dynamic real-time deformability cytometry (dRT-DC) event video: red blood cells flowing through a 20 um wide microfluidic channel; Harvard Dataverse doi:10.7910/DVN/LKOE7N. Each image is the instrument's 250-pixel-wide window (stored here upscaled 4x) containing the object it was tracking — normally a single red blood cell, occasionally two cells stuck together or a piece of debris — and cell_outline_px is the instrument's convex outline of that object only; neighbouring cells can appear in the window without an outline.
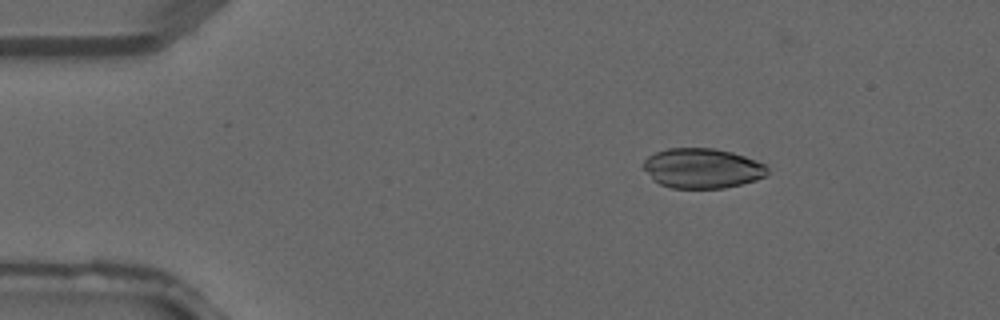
{"species": "common noctule bat (a hibernating species)", "species_latin": "Nyctalus noctula", "temperature_condition": "warm", "stored_images_in_passage": 2, "camera_frame_rate_fps": 3000, "um_per_image_px": 0.085, "animal": {"sex": "male", "forearm_length_mm": 52.5}, "frame": {"image": 1, "passage_image": 1, "time_ms": 0.0, "image_size_px": [1000, 320], "cell_outline_px": [[768, 176], [756, 180], [724, 188], [672, 188], [660, 184], [652, 180], [644, 168], [644, 160], [648, 156], [656, 152], [668, 148], [712, 148], [732, 152], [756, 160], [764, 164], [768, 168]], "centroid_in_image_um": [59.7, 14.3], "position_along_channel_um": 25.3, "area_um2": 28.9}}